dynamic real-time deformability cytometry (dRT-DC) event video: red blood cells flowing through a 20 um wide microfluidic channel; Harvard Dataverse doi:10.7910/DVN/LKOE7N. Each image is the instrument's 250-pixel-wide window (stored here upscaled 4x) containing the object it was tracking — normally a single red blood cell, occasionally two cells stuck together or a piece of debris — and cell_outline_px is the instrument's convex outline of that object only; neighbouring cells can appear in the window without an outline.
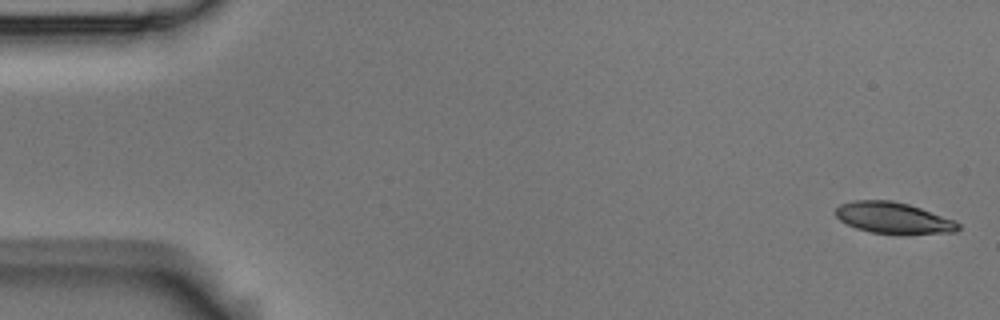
{"species": "Egyptian fruit bat (a non-hibernating species)", "species_latin": "Rousettus aegyptiacus", "temperature_condition": "room temperature", "stored_images_in_passage": 6, "camera_frame_rate_fps": 3000, "um_per_image_px": 0.085, "animal": {"sex": "male"}, "frame": {"image": 1, "passage_image": 1, "time_ms": 0.0, "image_size_px": [1000, 320], "cell_outline_px": [[960, 228], [956, 232], [872, 232], [856, 228], [840, 220], [832, 212], [840, 204], [852, 200], [892, 200], [908, 204], [956, 220], [960, 224]], "centroid_in_image_um": [75.89, 18.48], "position_along_channel_um": 9.1, "area_um2": 21.79}}